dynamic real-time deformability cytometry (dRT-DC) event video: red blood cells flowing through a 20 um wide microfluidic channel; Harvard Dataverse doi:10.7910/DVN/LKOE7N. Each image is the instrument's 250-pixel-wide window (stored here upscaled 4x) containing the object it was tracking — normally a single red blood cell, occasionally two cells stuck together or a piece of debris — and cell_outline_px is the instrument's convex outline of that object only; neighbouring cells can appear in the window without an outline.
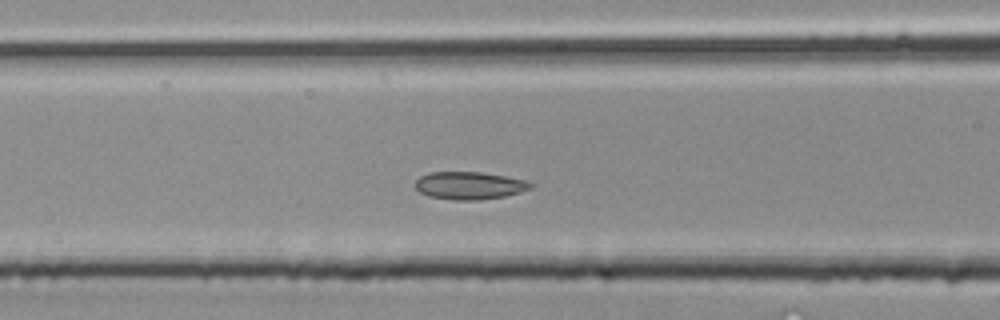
{"species": "common noctule bat (a hibernating species)", "species_latin": "Nyctalus noctula", "temperature_condition": "room temperature", "stored_images_in_passage": 34, "segment_of_instrument_passage": [2, 2], "camera_frame_rate_fps": 3000, "um_per_image_px": 0.085, "animal": {"sex": "male", "body_mass_g": 20.4}, "frame": {"image": 1, "passage_image": 12, "time_ms": 3.667, "image_size_px": [1000, 320], "cell_outline_px": [[536, 184], [532, 188], [520, 192], [504, 196], [480, 200], [452, 200], [428, 196], [420, 192], [416, 188], [416, 180], [420, 176], [428, 172], [480, 172], [504, 176], [524, 180]], "centroid_in_image_um": [39.9, 15.77], "position_along_channel_um": 126.7, "area_um2": 18.61}}
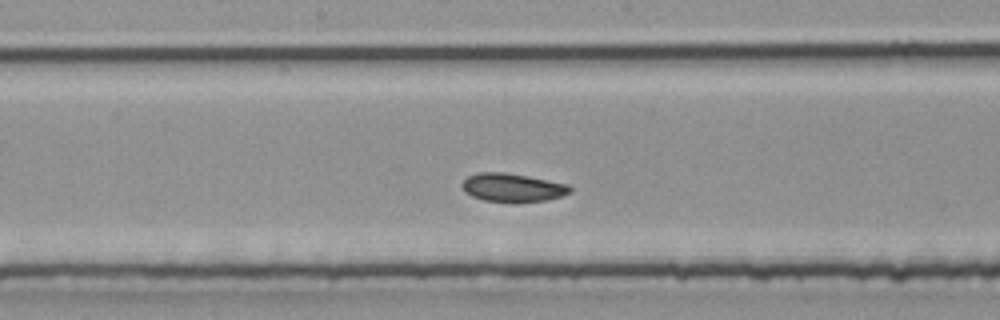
{"frame": {"image": 2, "passage_image": 16, "time_ms": 5.0, "image_size_px": [1000, 320], "cell_outline_px": [[572, 192], [560, 196], [544, 200], [484, 200], [472, 196], [464, 192], [460, 184], [468, 176], [476, 172], [504, 172], [528, 176], [568, 184], [572, 188]], "centroid_in_image_um": [43.53, 15.9], "position_along_channel_um": 204.7, "area_um2": 17.4}}
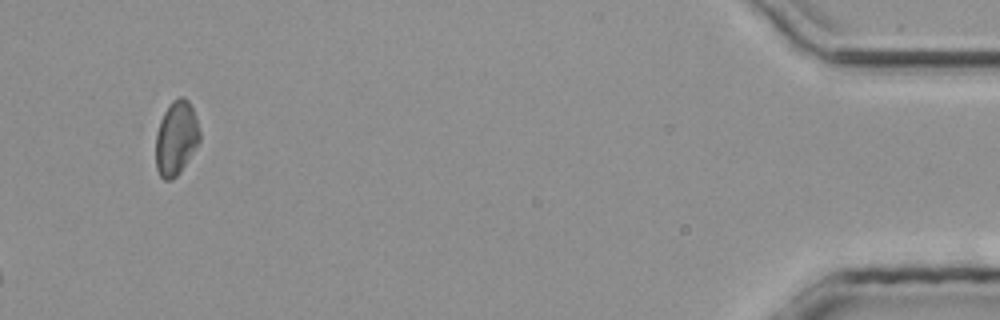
{"frame": {"image": 3, "passage_image": 34, "time_ms": 11.0, "image_size_px": [1000, 320], "cell_outline_px": [[200, 140], [180, 172], [172, 180], [164, 180], [160, 176], [156, 168], [156, 132], [160, 120], [164, 112], [172, 100], [180, 96], [184, 96], [188, 100], [196, 116], [200, 132]], "centroid_in_image_um": [14.96, 11.72], "position_along_channel_um": 420.2, "area_um2": 19.02}}